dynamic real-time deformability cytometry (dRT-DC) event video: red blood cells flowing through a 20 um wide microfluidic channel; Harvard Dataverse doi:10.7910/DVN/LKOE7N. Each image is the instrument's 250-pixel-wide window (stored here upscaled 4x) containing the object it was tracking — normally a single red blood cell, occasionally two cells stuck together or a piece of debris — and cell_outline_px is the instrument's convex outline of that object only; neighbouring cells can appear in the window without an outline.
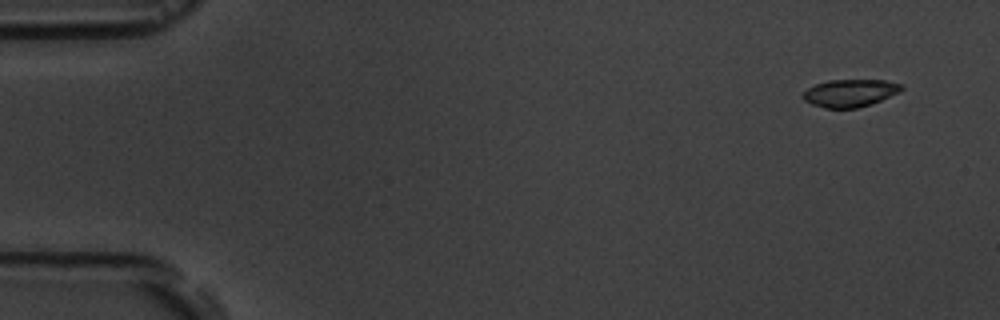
{"species": "common noctule bat (a hibernating species)", "species_latin": "Nyctalus noctula", "temperature_condition": "room temperature", "stored_images_in_passage": 5, "camera_frame_rate_fps": 3000, "um_per_image_px": 0.085, "animal": {"sex": "male", "body_mass_g": 19.5, "forearm_length_mm": 54.6}, "frame": {"image": 1, "passage_image": 1, "time_ms": 0.0, "image_size_px": [1000, 320], "cell_outline_px": [[904, 88], [900, 92], [872, 104], [856, 108], [824, 108], [812, 104], [804, 100], [800, 96], [808, 88], [816, 84], [828, 80], [884, 80], [904, 84]], "centroid_in_image_um": [72.27, 7.9], "position_along_channel_um": 12.7, "area_um2": 15.95}}
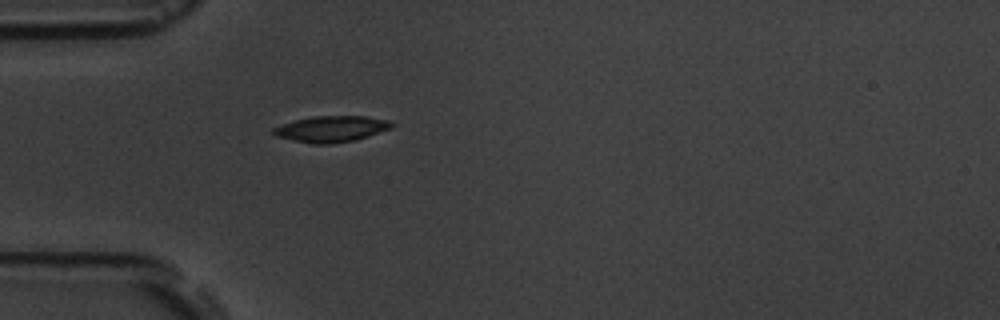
{"frame": {"image": 2, "passage_image": 5, "time_ms": 4.333, "image_size_px": [1000, 320], "cell_outline_px": [[396, 124], [392, 128], [356, 140], [332, 144], [312, 144], [276, 136], [272, 132], [272, 128], [296, 120], [312, 116], [364, 116], [388, 120]], "centroid_in_image_um": [28.2, 10.96], "position_along_channel_um": 56.8, "area_um2": 17.98}}